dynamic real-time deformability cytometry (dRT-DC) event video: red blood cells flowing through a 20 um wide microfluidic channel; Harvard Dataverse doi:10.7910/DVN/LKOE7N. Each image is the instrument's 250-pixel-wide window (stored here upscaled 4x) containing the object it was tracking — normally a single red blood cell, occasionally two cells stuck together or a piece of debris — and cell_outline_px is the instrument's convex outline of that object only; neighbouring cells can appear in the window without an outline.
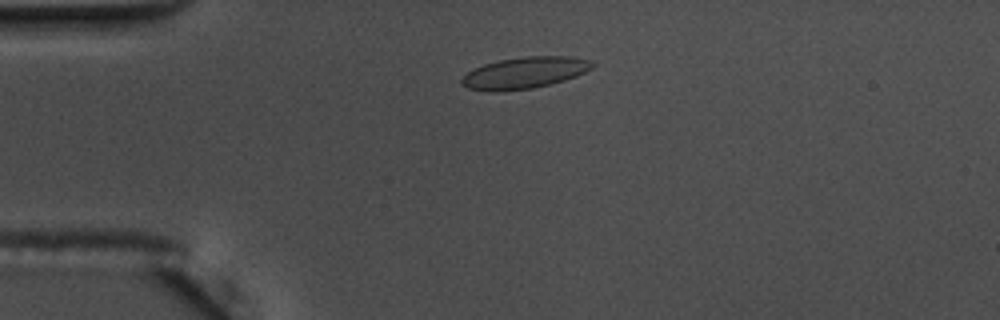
{"species": "common noctule bat (a hibernating species)", "species_latin": "Nyctalus noctula", "temperature_condition": "warm", "stored_images_in_passage": 51, "camera_frame_rate_fps": 3000, "um_per_image_px": 0.085, "animal": {"sex": "male", "body_mass_g": 17.5, "forearm_length_mm": 52.3}, "frame": {"image": 1, "passage_image": 9, "time_ms": 2.667, "image_size_px": [1000, 320], "cell_outline_px": [[596, 64], [592, 68], [576, 76], [552, 84], [532, 88], [500, 92], [488, 92], [468, 88], [460, 84], [460, 80], [468, 72], [484, 64], [500, 60], [524, 56], [572, 56], [592, 60]], "centroid_in_image_um": [44.61, 6.19], "position_along_channel_um": 40.4, "area_um2": 24.22}}
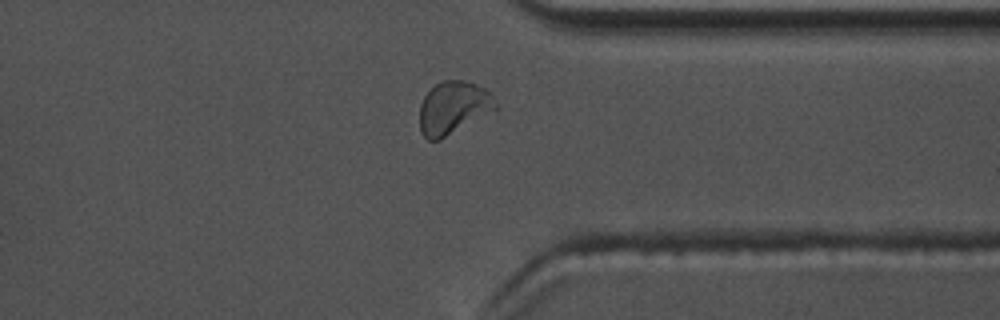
{"frame": {"image": 2, "passage_image": 39, "time_ms": 12.667, "image_size_px": [1000, 320], "cell_outline_px": [[500, 108], [496, 112], [440, 140], [428, 140], [420, 132], [420, 104], [424, 96], [436, 84], [444, 80], [464, 80], [476, 84], [484, 88], [492, 96]], "centroid_in_image_um": [38.58, 9.19], "position_along_channel_um": 372.8, "area_um2": 23.87}}
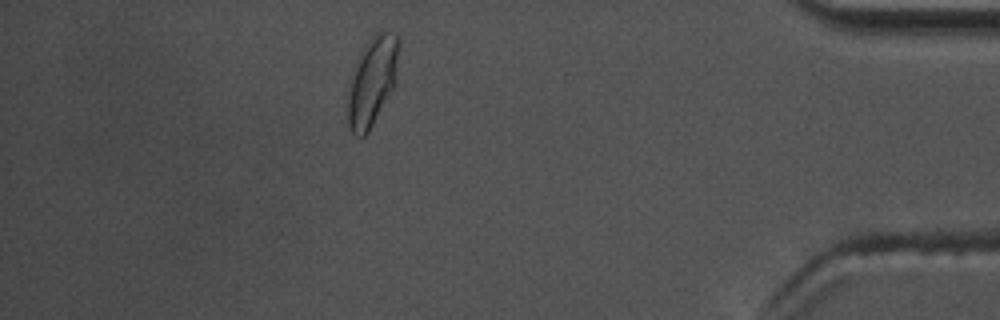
{"frame": {"image": 3, "passage_image": 45, "time_ms": 14.667, "image_size_px": [1000, 320], "cell_outline_px": [[400, 44], [396, 84], [368, 132], [364, 136], [360, 136], [352, 132], [348, 128], [348, 80], [360, 52], [376, 32], [388, 32], [396, 36], [400, 40]], "centroid_in_image_um": [31.64, 6.89], "position_along_channel_um": 403.6, "area_um2": 26.59}, "authors_computed_cell_mechanics": {"area_um2": 23.0044, "velocity_mm_per_s": 3.6272, "shape_relaxation_time_tau1_ms": 5.7745, "shape_relaxation_time_tau2_ms": null, "deformation_change_tau1": 0.1513, "deformation_change_tau2": null}}